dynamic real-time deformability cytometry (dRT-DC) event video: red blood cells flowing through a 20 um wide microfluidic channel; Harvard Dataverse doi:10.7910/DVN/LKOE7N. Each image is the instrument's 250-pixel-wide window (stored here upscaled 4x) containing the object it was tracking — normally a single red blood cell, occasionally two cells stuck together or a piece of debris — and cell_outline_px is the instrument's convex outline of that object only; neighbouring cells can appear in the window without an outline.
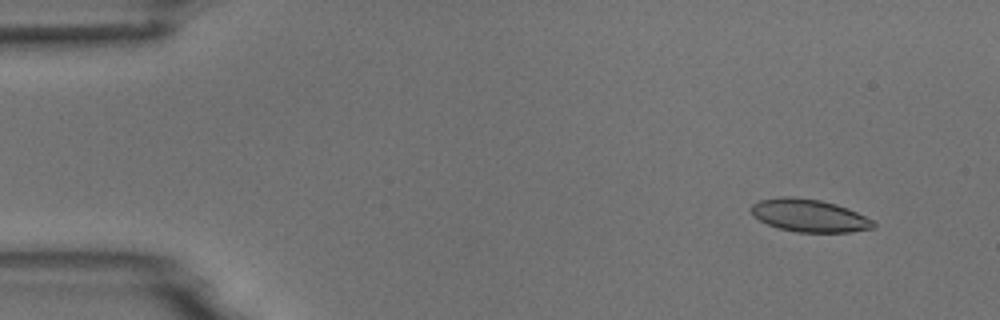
{"species": "common noctule bat (a hibernating species)", "species_latin": "Nyctalus noctula", "temperature_condition": "room temperature", "stored_images_in_passage": 2, "camera_frame_rate_fps": 3000, "um_per_image_px": 0.085, "animal": {"sex": "male", "body_mass_g": 18.8}, "frame": {"image": 1, "passage_image": 1, "time_ms": 0.0, "image_size_px": [1000, 320], "cell_outline_px": [[876, 228], [848, 232], [796, 232], [780, 228], [768, 224], [752, 216], [752, 204], [760, 200], [780, 196], [792, 196], [820, 200], [836, 204], [848, 208], [872, 220], [876, 224]], "centroid_in_image_um": [68.79, 18.32], "position_along_channel_um": 16.2, "area_um2": 23.24}}